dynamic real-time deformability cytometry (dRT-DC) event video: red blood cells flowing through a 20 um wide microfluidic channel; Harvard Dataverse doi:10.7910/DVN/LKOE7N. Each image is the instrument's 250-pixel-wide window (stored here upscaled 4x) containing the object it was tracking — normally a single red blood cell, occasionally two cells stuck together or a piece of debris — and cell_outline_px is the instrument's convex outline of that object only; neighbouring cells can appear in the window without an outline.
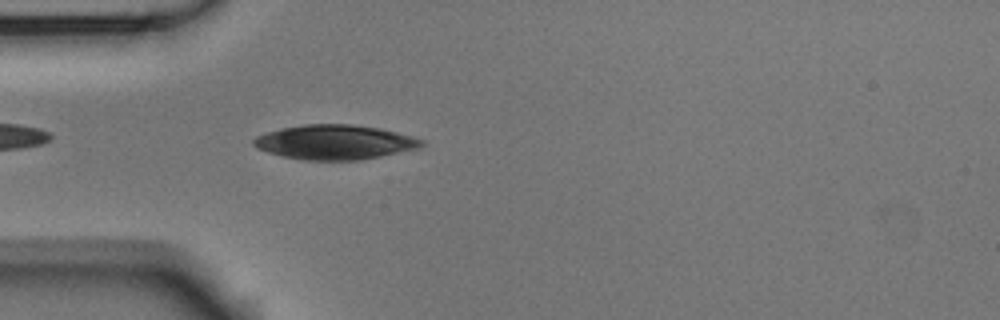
{"species": "Egyptian fruit bat (a non-hibernating species)", "species_latin": "Rousettus aegyptiacus", "temperature_condition": "room temperature", "stored_images_in_passage": 4, "camera_frame_rate_fps": 3000, "um_per_image_px": 0.085, "animal": {"sex": "male"}, "frame": {"image": 1, "passage_image": 4, "time_ms": 1.0, "image_size_px": [1000, 320], "cell_outline_px": [[424, 144], [420, 148], [360, 160], [304, 160], [284, 156], [268, 152], [256, 148], [252, 144], [252, 140], [256, 136], [280, 128], [304, 124], [352, 124], [380, 128], [412, 136], [424, 140]], "centroid_in_image_um": [28.46, 12.08], "position_along_channel_um": 56.5, "area_um2": 33.87}}